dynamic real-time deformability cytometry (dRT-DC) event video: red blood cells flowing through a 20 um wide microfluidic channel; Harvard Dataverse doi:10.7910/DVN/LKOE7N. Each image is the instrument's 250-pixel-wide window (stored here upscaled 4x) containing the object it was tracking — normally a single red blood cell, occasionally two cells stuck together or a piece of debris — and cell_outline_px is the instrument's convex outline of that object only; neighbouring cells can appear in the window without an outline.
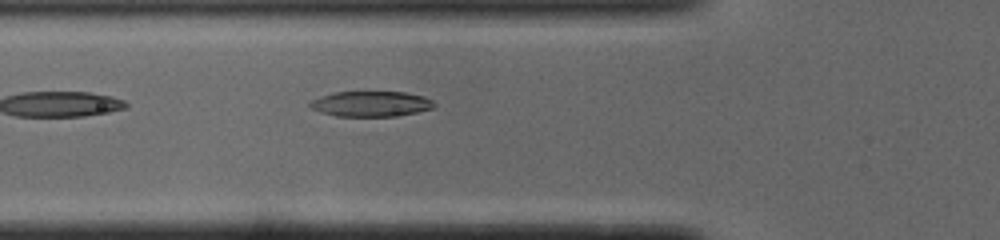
{"species": "common noctule bat (a hibernating species)", "species_latin": "Nyctalus noctula", "temperature_condition": "cold", "stored_images_in_passage": 23, "camera_frame_rate_fps": 3000, "um_per_image_px": 0.085, "animal": {"sex": "male", "body_mass_g": 19.0, "forearm_length_mm": 50.8}, "frame": {"image": 1, "passage_image": 4, "time_ms": 1.0, "image_size_px": [1000, 240], "cell_outline_px": [[436, 104], [432, 108], [400, 116], [336, 116], [320, 112], [308, 108], [308, 104], [312, 100], [320, 96], [332, 92], [404, 92], [424, 96], [432, 100]], "centroid_in_image_um": [31.5, 8.83], "position_along_channel_um": 94.3, "area_um2": 18.5}}